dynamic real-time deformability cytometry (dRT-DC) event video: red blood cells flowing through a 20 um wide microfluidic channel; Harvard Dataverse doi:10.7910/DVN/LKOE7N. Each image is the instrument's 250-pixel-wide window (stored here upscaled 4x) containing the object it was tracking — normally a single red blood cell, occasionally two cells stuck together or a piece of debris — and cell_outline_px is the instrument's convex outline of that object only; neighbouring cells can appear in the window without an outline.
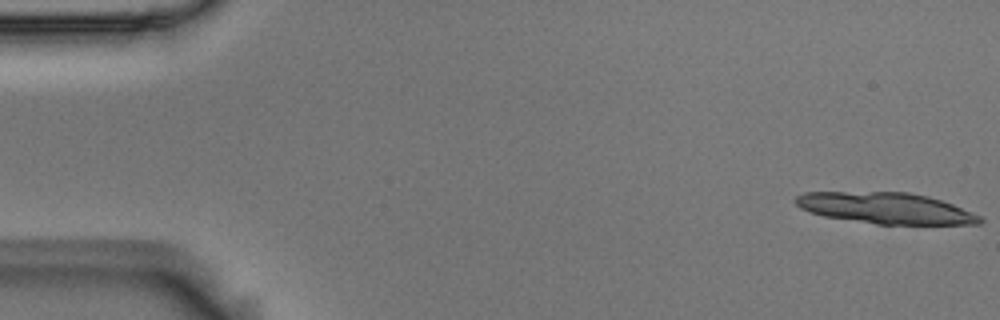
{"species": "Egyptian fruit bat (a non-hibernating species)", "species_latin": "Rousettus aegyptiacus", "temperature_condition": "room temperature", "stored_images_in_passage": 14, "camera_frame_rate_fps": 3000, "um_per_image_px": 0.085, "animal": {"sex": "male"}, "frame": {"image": 1, "passage_image": 1, "time_ms": 0.0, "image_size_px": [1000, 320], "cell_outline_px": [[984, 220], [980, 224], [876, 224], [824, 216], [808, 212], [800, 208], [792, 200], [796, 196], [804, 192], [908, 192], [928, 196], [952, 204], [980, 216]], "centroid_in_image_um": [75.24, 17.69], "position_along_channel_um": 9.8, "area_um2": 33.35}}